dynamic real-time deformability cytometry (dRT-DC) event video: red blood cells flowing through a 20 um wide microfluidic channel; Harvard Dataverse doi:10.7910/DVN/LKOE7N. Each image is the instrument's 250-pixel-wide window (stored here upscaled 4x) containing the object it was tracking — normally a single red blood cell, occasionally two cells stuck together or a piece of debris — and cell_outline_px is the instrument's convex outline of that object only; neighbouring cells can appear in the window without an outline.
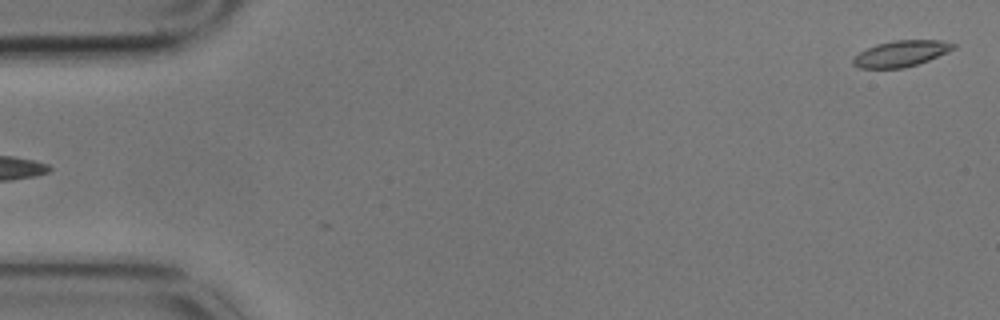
{"species": "common noctule bat (a hibernating species)", "species_latin": "Nyctalus noctula", "temperature_condition": "cold", "stored_images_in_passage": 3, "camera_frame_rate_fps": 3000, "um_per_image_px": 0.085, "animal": {"sex": "male", "body_mass_g": 17.9}, "frame": {"image": 1, "passage_image": 3, "time_ms": 0.667, "image_size_px": [1000, 320], "cell_outline_px": [[956, 48], [948, 52], [928, 60], [904, 68], [860, 68], [852, 64], [852, 60], [860, 52], [876, 44], [892, 40], [940, 40], [956, 44]], "centroid_in_image_um": [76.6, 4.55], "position_along_channel_um": 8.4, "area_um2": 15.14}}